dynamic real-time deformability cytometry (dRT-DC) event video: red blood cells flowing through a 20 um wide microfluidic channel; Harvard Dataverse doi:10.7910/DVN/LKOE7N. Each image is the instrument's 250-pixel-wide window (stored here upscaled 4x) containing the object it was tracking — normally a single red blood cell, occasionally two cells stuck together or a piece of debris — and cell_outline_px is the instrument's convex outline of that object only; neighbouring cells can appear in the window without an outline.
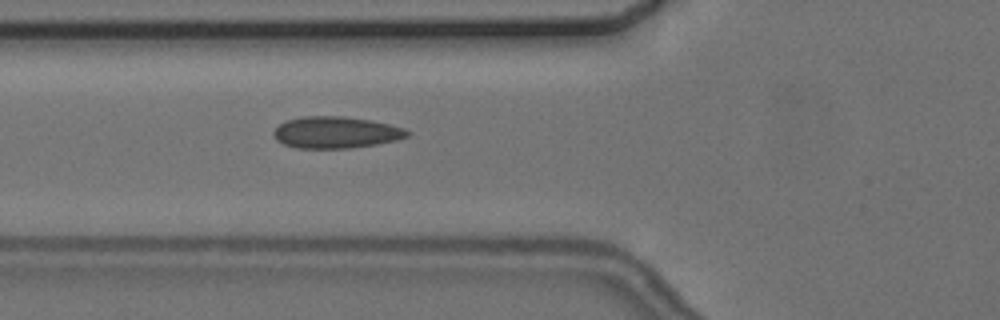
{"species": "common noctule bat (a hibernating species)", "species_latin": "Nyctalus noctula", "temperature_condition": "cold", "stored_images_in_passage": 6, "camera_frame_rate_fps": 3000, "um_per_image_px": 0.085, "animal": {"sex": "female", "body_mass_g": 24.6, "forearm_length_mm": 56.2}, "frame": {"image": 1, "passage_image": 6, "time_ms": 6.0, "image_size_px": [1000, 320], "cell_outline_px": [[412, 132], [408, 136], [396, 140], [376, 144], [352, 148], [296, 148], [284, 144], [276, 140], [272, 132], [280, 124], [288, 120], [304, 116], [344, 116], [372, 120], [404, 128]], "centroid_in_image_um": [28.56, 11.25], "position_along_channel_um": 97.2, "area_um2": 24.68}}